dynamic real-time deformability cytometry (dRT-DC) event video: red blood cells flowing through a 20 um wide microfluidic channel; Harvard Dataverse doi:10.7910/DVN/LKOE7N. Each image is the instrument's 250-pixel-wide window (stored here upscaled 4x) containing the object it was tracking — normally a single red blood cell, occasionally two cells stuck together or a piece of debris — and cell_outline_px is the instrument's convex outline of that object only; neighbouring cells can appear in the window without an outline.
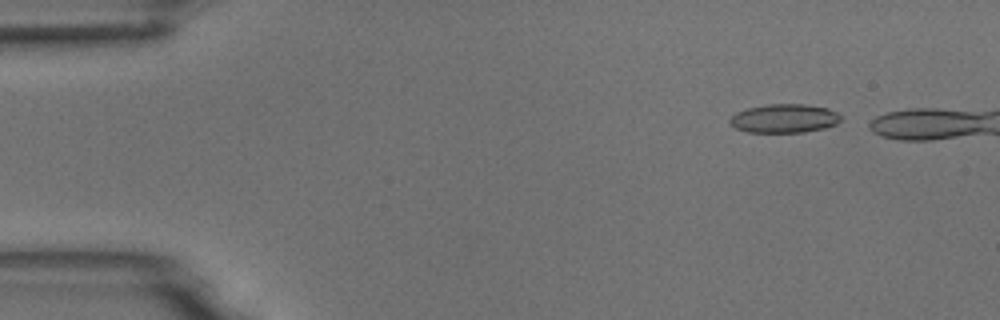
{"species": "common noctule bat (a hibernating species)", "species_latin": "Nyctalus noctula", "temperature_condition": "room temperature", "stored_images_in_passage": 5, "camera_frame_rate_fps": 3000, "um_per_image_px": 0.085, "animal": {"sex": "male", "body_mass_g": 18.8}, "frame": {"image": 1, "passage_image": 1, "time_ms": 0.0, "image_size_px": [1000, 320], "cell_outline_px": [[844, 116], [836, 124], [824, 128], [804, 132], [748, 132], [736, 128], [728, 120], [736, 112], [748, 108], [768, 104], [804, 104], [828, 108]], "centroid_in_image_um": [66.69, 10.06], "position_along_channel_um": 18.3, "area_um2": 18.55}}